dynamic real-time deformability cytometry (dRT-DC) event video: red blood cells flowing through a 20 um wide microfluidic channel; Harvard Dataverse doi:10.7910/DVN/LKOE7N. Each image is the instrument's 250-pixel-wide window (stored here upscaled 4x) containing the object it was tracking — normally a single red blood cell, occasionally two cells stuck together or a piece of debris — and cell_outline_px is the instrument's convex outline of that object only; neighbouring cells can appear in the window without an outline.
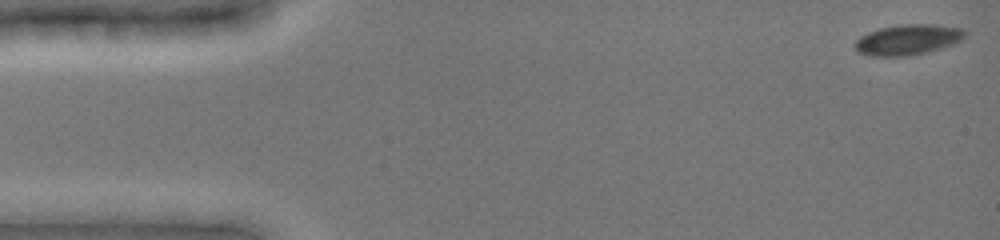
{"species": "common noctule bat (a hibernating species)", "species_latin": "Nyctalus noctula", "temperature_condition": "cold", "stored_images_in_passage": 49, "camera_frame_rate_fps": 3000, "um_per_image_px": 0.085, "animal": {"sex": "female", "body_mass_g": 19.0, "forearm_length_mm": 51.5}, "frame": {"image": 1, "passage_image": 1, "time_ms": 0.0, "image_size_px": [1000, 240], "cell_outline_px": [[968, 32], [960, 40], [952, 44], [928, 52], [912, 56], [872, 56], [856, 52], [852, 44], [860, 36], [868, 32], [880, 28], [900, 24], [936, 24], [960, 28]], "centroid_in_image_um": [77.12, 3.38], "position_along_channel_um": 7.9, "area_um2": 19.77}}
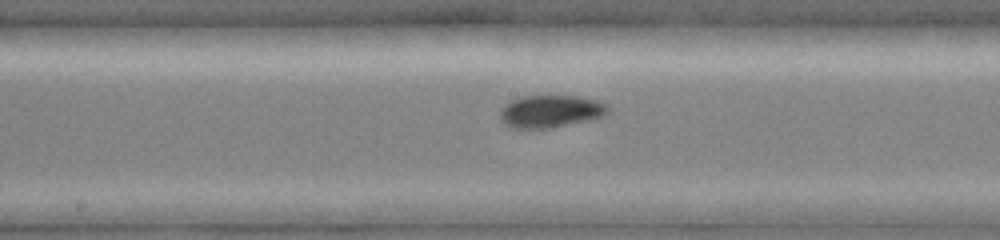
{"frame": {"image": 2, "passage_image": 26, "time_ms": 8.0, "image_size_px": [1000, 240], "cell_outline_px": [[608, 112], [604, 116], [588, 120], [548, 128], [512, 128], [504, 124], [500, 120], [500, 108], [512, 100], [524, 96], [576, 96], [596, 100], [608, 104]], "centroid_in_image_um": [46.78, 9.46], "position_along_channel_um": 201.4, "area_um2": 20.29}}
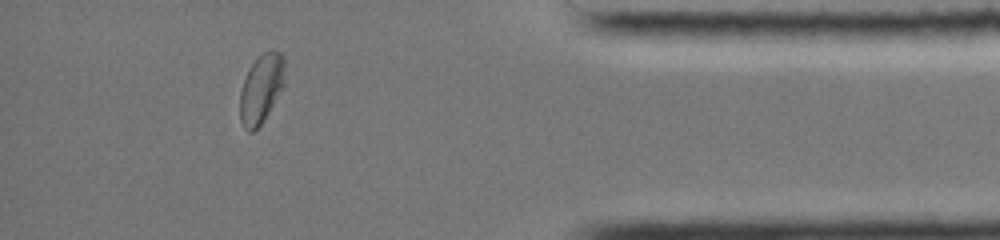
{"frame": {"image": 3, "passage_image": 44, "time_ms": 14.0, "image_size_px": [1000, 240], "cell_outline_px": [[284, 88], [264, 120], [252, 132], [248, 132], [244, 128], [240, 120], [240, 92], [244, 80], [252, 64], [264, 52], [272, 48], [280, 52], [284, 56]], "centroid_in_image_um": [22.23, 7.54], "position_along_channel_um": 413.0, "area_um2": 18.09}, "authors_computed_cell_mechanics": {"area_um2": 19.2474, "velocity_mm_per_s": 3.9297, "shape_relaxation_time_tau1_ms": 3.7286, "shape_relaxation_time_tau2_ms": null, "deformation_change_tau1": 0.0935, "deformation_change_tau2": null}}